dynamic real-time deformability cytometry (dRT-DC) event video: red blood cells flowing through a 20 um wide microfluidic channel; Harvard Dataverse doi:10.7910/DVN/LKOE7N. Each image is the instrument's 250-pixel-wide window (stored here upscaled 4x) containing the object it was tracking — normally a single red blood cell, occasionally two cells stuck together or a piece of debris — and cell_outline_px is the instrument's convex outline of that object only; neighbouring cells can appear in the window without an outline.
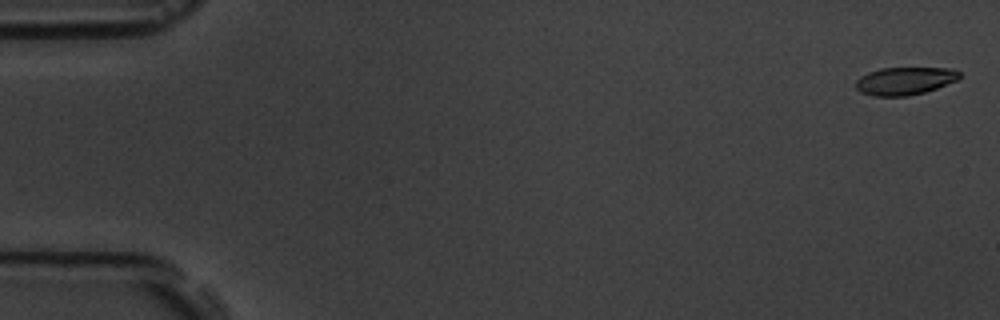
{"species": "common noctule bat (a hibernating species)", "species_latin": "Nyctalus noctula", "temperature_condition": "room temperature", "stored_images_in_passage": 58, "camera_frame_rate_fps": 3000, "um_per_image_px": 0.085, "animal": {"sex": "male", "body_mass_g": 19.5, "forearm_length_mm": 54.6}, "frame": {"image": 1, "passage_image": 2, "time_ms": 0.333, "image_size_px": [1000, 320], "cell_outline_px": [[960, 76], [956, 80], [936, 88], [924, 92], [908, 96], [872, 96], [860, 92], [856, 88], [856, 80], [860, 76], [868, 72], [880, 68], [952, 68], [960, 72]], "centroid_in_image_um": [76.87, 6.88], "position_along_channel_um": 8.1, "area_um2": 16.76}}
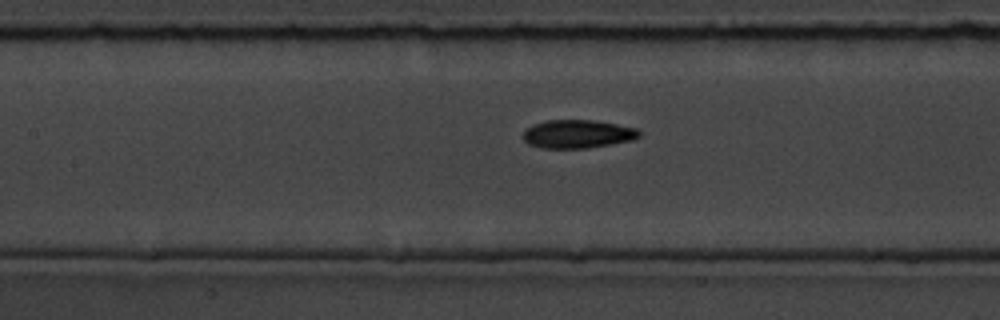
{"frame": {"image": 2, "passage_image": 27, "time_ms": 8.667, "image_size_px": [1000, 320], "cell_outline_px": [[640, 136], [632, 140], [588, 148], [544, 148], [528, 144], [524, 140], [524, 128], [532, 124], [548, 120], [596, 120], [636, 128], [640, 132]], "centroid_in_image_um": [49.07, 11.38], "position_along_channel_um": 158.3, "area_um2": 19.19}}
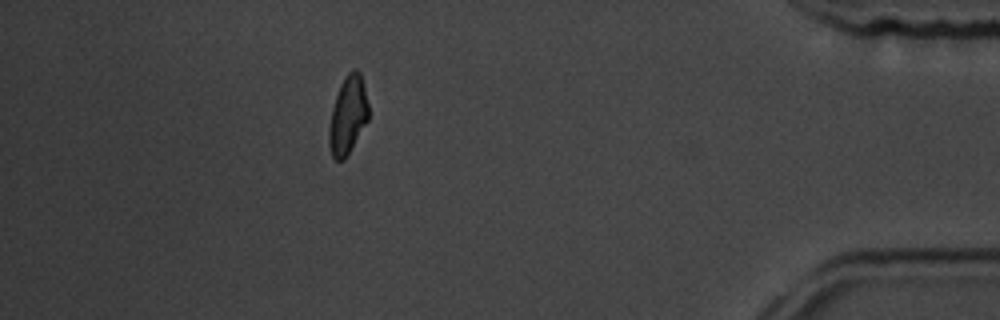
{"frame": {"image": 3, "passage_image": 52, "time_ms": 17.0, "image_size_px": [1000, 320], "cell_outline_px": [[368, 120], [344, 160], [336, 160], [332, 156], [328, 144], [328, 128], [332, 108], [340, 84], [344, 76], [352, 68], [356, 68], [360, 72], [368, 104]], "centroid_in_image_um": [29.55, 9.78], "position_along_channel_um": 405.7, "area_um2": 17.92}, "authors_computed_cell_mechanics": {"area_um2": 18.6405, "velocity_mm_per_s": 3.555, "shape_relaxation_time_tau1_ms": 5.222, "shape_relaxation_time_tau2_ms": 2.9592, "deformation_change_tau1": 0.1562, "deformation_change_tau2": 0.0858}}